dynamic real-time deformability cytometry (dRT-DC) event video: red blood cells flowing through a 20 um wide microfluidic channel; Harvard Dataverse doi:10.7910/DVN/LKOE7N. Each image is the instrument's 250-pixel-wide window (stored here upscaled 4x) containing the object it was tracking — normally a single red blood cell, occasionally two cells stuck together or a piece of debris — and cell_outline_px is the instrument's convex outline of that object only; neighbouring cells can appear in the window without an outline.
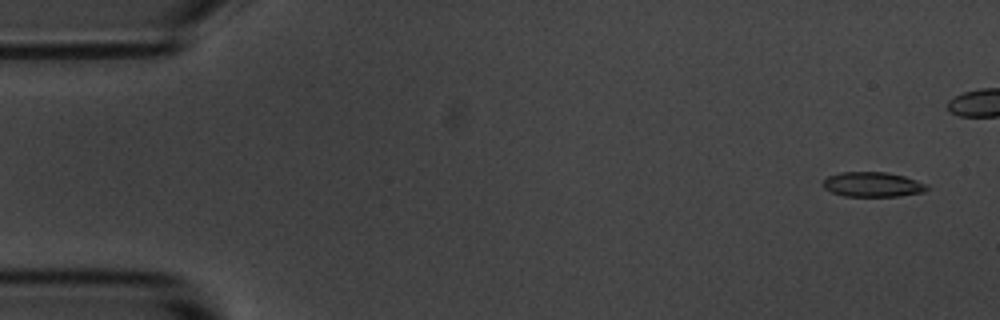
{"species": "common noctule bat (a hibernating species)", "species_latin": "Nyctalus noctula", "temperature_condition": "room temperature", "stored_images_in_passage": 5, "camera_frame_rate_fps": 3000, "um_per_image_px": 0.085, "animal": {"sex": "male", "body_mass_g": 20.1, "forearm_length_mm": 53.5}, "frame": {"image": 1, "passage_image": 1, "time_ms": 0.0, "image_size_px": [1000, 320], "cell_outline_px": [[928, 188], [924, 192], [900, 196], [844, 196], [832, 192], [824, 188], [820, 184], [828, 176], [840, 172], [884, 172], [904, 176], [916, 180], [924, 184]], "centroid_in_image_um": [74.13, 15.68], "position_along_channel_um": 10.9, "area_um2": 14.97}}
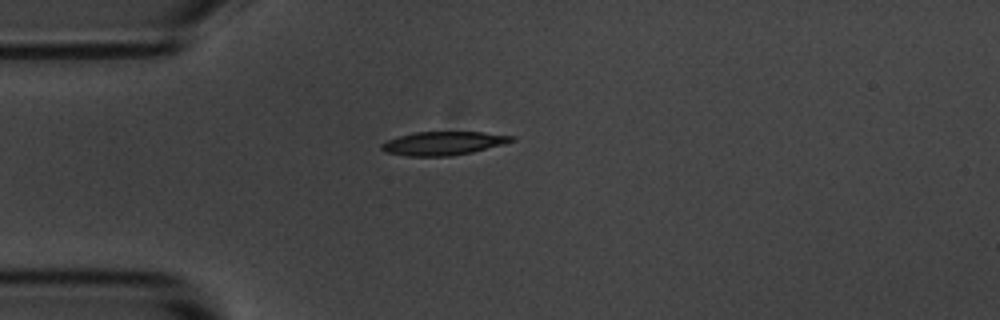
{"frame": {"image": 2, "passage_image": 5, "time_ms": 5.667, "image_size_px": [1000, 320], "cell_outline_px": [[516, 140], [504, 144], [472, 152], [452, 156], [408, 156], [388, 152], [380, 148], [380, 144], [388, 140], [400, 136], [416, 132], [484, 132], [512, 136]], "centroid_in_image_um": [37.7, 12.18], "position_along_channel_um": 47.3, "area_um2": 17.69}}